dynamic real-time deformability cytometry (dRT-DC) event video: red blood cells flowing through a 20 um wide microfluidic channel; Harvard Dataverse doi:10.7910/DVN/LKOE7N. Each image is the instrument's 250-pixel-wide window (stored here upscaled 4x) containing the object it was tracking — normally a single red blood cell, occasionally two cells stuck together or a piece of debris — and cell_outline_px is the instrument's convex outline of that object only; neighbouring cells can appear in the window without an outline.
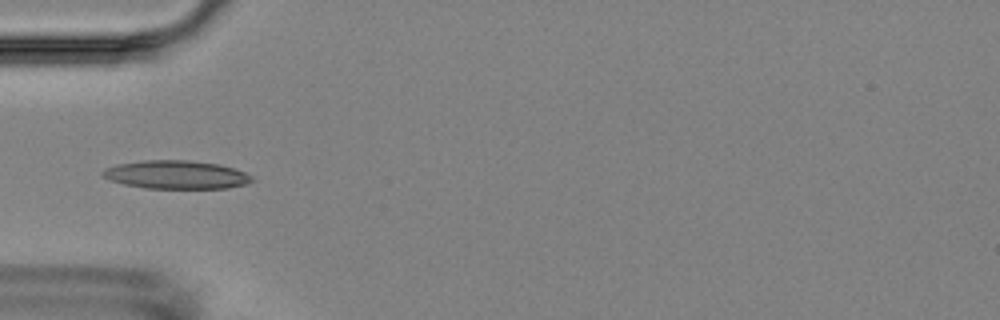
{"species": "Egyptian fruit bat (a non-hibernating species)", "species_latin": "Rousettus aegyptiacus", "temperature_condition": "room temperature", "stored_images_in_passage": 2, "camera_frame_rate_fps": 3000, "um_per_image_px": 0.085, "animal": {"sex": "female"}, "frame": {"image": 1, "passage_image": 1, "time_ms": 0.0, "image_size_px": [1000, 320], "cell_outline_px": [[256, 180], [244, 184], [228, 188], [144, 188], [124, 184], [108, 180], [100, 176], [100, 172], [104, 168], [116, 164], [144, 160], [188, 160], [220, 164], [244, 172], [252, 176]], "centroid_in_image_um": [14.92, 14.84], "position_along_channel_um": 70.1, "area_um2": 24.85}}